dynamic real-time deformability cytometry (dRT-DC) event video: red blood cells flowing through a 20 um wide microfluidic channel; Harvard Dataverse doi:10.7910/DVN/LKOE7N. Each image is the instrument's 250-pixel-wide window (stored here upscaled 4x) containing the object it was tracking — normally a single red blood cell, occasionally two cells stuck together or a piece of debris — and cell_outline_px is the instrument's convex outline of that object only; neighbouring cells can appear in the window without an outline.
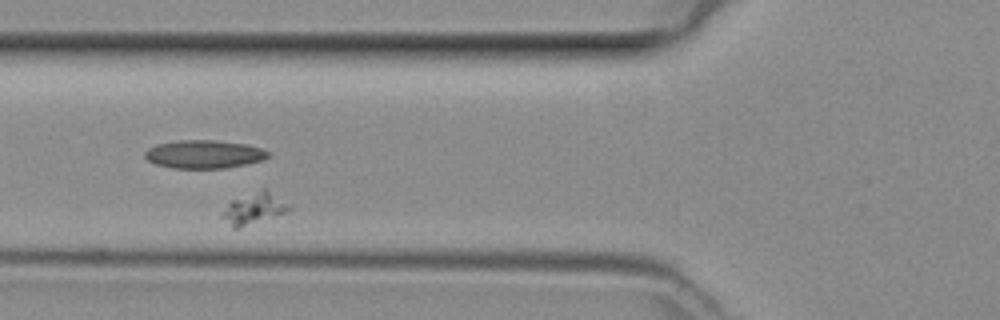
{"species": "common noctule bat (a hibernating species)", "species_latin": "Nyctalus noctula", "temperature_condition": "room temperature", "stored_images_in_passage": 45, "camera_frame_rate_fps": 3000, "um_per_image_px": 0.085, "animal": {"sex": "female", "body_mass_g": 29.2, "forearm_length_mm": 56.3}, "frame": {"image": 1, "passage_image": 16, "time_ms": 5.0, "image_size_px": [1000, 320], "cell_outline_px": [[292, 208], [284, 212], [240, 228], [232, 228], [220, 216], [220, 212], [232, 200], [264, 188], [292, 204]], "centroid_in_image_um": [21.57, 17.72], "position_along_channel_um": 104.2, "area_um2": 12.14}}
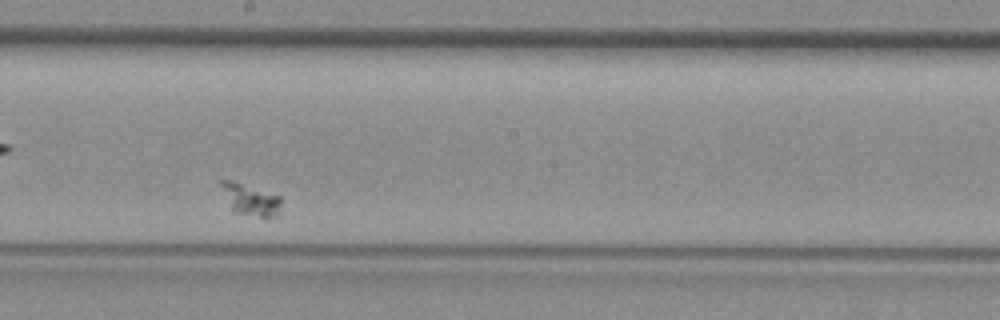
{"frame": {"image": 2, "passage_image": 26, "time_ms": 8.333, "image_size_px": [1000, 320], "cell_outline_px": [[280, 216], [260, 216], [232, 212], [220, 184], [220, 180], [232, 180], [280, 196]], "centroid_in_image_um": [21.29, 16.96], "position_along_channel_um": 226.9, "area_um2": 10.87}}
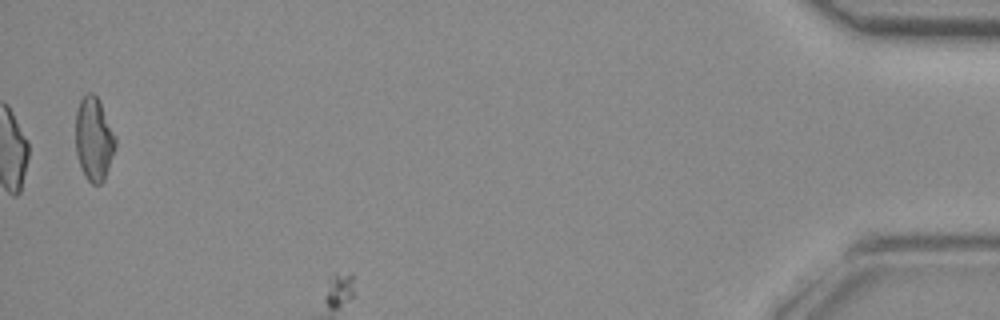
{"frame": {"image": 3, "passage_image": 45, "time_ms": 14.667, "image_size_px": [1000, 320], "cell_outline_px": [[116, 148], [104, 180], [100, 184], [92, 184], [84, 176], [80, 168], [76, 152], [76, 112], [80, 100], [88, 92], [92, 92], [96, 96], [116, 136]], "centroid_in_image_um": [7.98, 11.85], "position_along_channel_um": 427.2, "area_um2": 19.36}}